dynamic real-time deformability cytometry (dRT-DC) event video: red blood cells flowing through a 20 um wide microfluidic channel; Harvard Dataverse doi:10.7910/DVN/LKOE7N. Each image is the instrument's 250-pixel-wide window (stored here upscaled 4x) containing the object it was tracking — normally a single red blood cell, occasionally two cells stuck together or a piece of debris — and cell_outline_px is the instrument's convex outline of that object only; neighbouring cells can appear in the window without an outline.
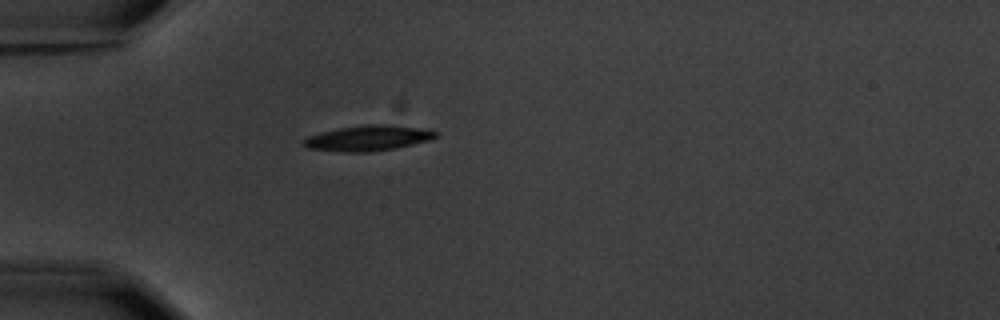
{"species": "common noctule bat (a hibernating species)", "species_latin": "Nyctalus noctula", "temperature_condition": "warm", "stored_images_in_passage": 1, "camera_frame_rate_fps": 3000, "um_per_image_px": 0.085, "animal": {"sex": "male", "body_mass_g": 20.1, "forearm_length_mm": 53.5}, "frame": {"image": 1, "passage_image": 1, "time_ms": 0.0, "image_size_px": [1000, 320], "cell_outline_px": [[440, 136], [428, 140], [396, 148], [368, 152], [344, 152], [308, 148], [304, 144], [304, 140], [308, 136], [320, 132], [340, 128], [368, 124], [388, 124], [416, 128], [436, 132]], "centroid_in_image_um": [31.27, 11.74], "position_along_channel_um": 53.7, "area_um2": 19.25}}